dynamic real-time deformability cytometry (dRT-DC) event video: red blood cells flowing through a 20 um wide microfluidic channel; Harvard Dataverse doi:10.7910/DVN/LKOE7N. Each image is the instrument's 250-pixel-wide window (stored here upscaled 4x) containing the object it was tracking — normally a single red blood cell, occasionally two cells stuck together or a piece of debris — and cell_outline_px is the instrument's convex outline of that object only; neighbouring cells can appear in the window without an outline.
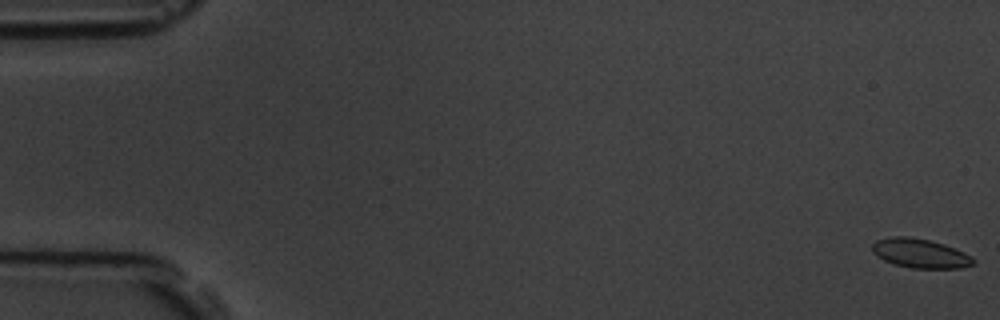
{"species": "common noctule bat (a hibernating species)", "species_latin": "Nyctalus noctula", "temperature_condition": "room temperature", "stored_images_in_passage": 11, "camera_frame_rate_fps": 3000, "um_per_image_px": 0.085, "animal": {"sex": "male", "body_mass_g": 19.5, "forearm_length_mm": 54.6}, "frame": {"image": 1, "passage_image": 1, "time_ms": 0.0, "image_size_px": [1000, 320], "cell_outline_px": [[976, 260], [972, 264], [960, 268], [912, 268], [896, 264], [884, 260], [876, 256], [872, 252], [872, 244], [876, 240], [892, 236], [908, 236], [928, 240], [944, 244], [964, 252], [972, 256]], "centroid_in_image_um": [78.2, 21.53], "position_along_channel_um": 6.8, "area_um2": 17.17}}
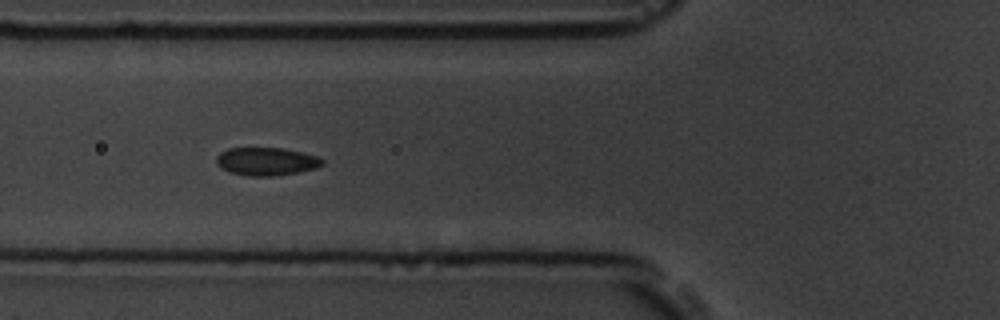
{"frame": {"image": 2, "passage_image": 7, "time_ms": 6.667, "image_size_px": [1000, 320], "cell_outline_px": [[324, 164], [316, 168], [296, 172], [272, 176], [248, 176], [232, 172], [220, 168], [216, 164], [216, 156], [220, 152], [228, 148], [284, 148], [320, 156], [324, 160]], "centroid_in_image_um": [22.65, 13.71], "position_along_channel_um": 103.2, "area_um2": 17.4}}
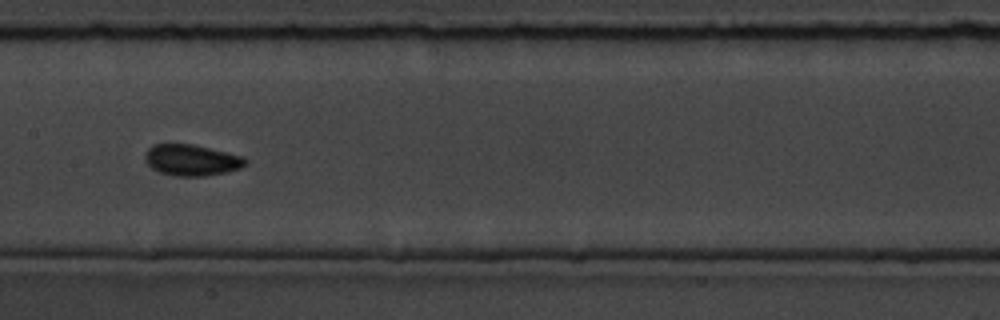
{"frame": {"image": 3, "passage_image": 9, "time_ms": 9.0, "image_size_px": [1000, 320], "cell_outline_px": [[248, 164], [240, 168], [224, 172], [204, 176], [176, 176], [160, 172], [152, 168], [144, 160], [144, 156], [148, 148], [156, 144], [192, 144], [244, 156], [248, 160]], "centroid_in_image_um": [16.3, 13.6], "position_along_channel_um": 191.1, "area_um2": 18.21}}